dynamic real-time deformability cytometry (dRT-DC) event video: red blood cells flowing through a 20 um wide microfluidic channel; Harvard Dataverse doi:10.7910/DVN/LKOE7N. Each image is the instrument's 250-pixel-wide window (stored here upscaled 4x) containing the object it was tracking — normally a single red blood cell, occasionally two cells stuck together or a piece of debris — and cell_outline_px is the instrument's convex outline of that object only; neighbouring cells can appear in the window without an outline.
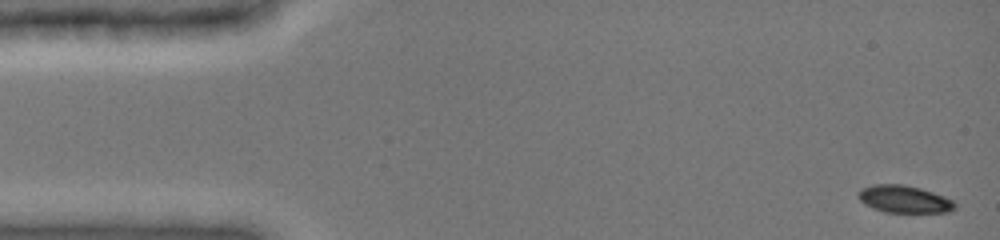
{"species": "common noctule bat (a hibernating species)", "species_latin": "Nyctalus noctula", "temperature_condition": "cold", "stored_images_in_passage": 46, "camera_frame_rate_fps": 3000, "um_per_image_px": 0.085, "animal": {"sex": "female", "body_mass_g": 19.0, "forearm_length_mm": 51.5}, "frame": {"image": 1, "passage_image": 1, "time_ms": 0.0, "image_size_px": [1000, 240], "cell_outline_px": [[956, 208], [948, 212], [884, 212], [872, 208], [864, 204], [860, 200], [860, 192], [864, 188], [876, 184], [900, 184], [920, 188], [944, 196], [952, 200], [956, 204]], "centroid_in_image_um": [76.89, 16.94], "position_along_channel_um": 8.1, "area_um2": 15.14}}
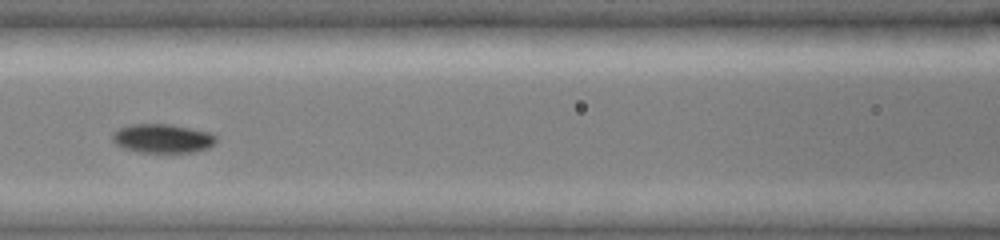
{"frame": {"image": 2, "passage_image": 21, "time_ms": 6.667, "image_size_px": [1000, 240], "cell_outline_px": [[216, 140], [208, 148], [196, 152], [140, 152], [124, 148], [116, 144], [112, 140], [112, 136], [120, 128], [128, 124], [168, 124], [208, 132], [216, 136]], "centroid_in_image_um": [13.8, 11.77], "position_along_channel_um": 152.8, "area_um2": 17.22}}
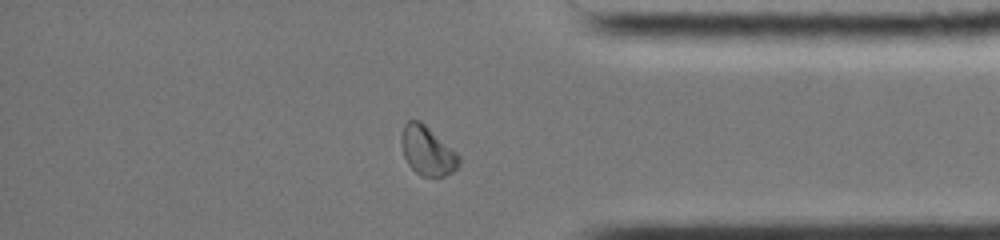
{"frame": {"image": 3, "passage_image": 40, "time_ms": 13.0, "image_size_px": [1000, 240], "cell_outline_px": [[460, 160], [456, 168], [452, 172], [444, 176], [420, 176], [408, 164], [404, 156], [400, 144], [400, 136], [404, 124], [408, 120], [420, 120], [456, 152], [460, 156]], "centroid_in_image_um": [36.29, 12.8], "position_along_channel_um": 398.9, "area_um2": 16.42}, "authors_computed_cell_mechanics": {"area_um2": 16.5886, "velocity_mm_per_s": 3.9667, "shape_relaxation_time_tau1_ms": 3.3491, "shape_relaxation_time_tau2_ms": null, "deformation_change_tau1": 0.1059, "deformation_change_tau2": null}}